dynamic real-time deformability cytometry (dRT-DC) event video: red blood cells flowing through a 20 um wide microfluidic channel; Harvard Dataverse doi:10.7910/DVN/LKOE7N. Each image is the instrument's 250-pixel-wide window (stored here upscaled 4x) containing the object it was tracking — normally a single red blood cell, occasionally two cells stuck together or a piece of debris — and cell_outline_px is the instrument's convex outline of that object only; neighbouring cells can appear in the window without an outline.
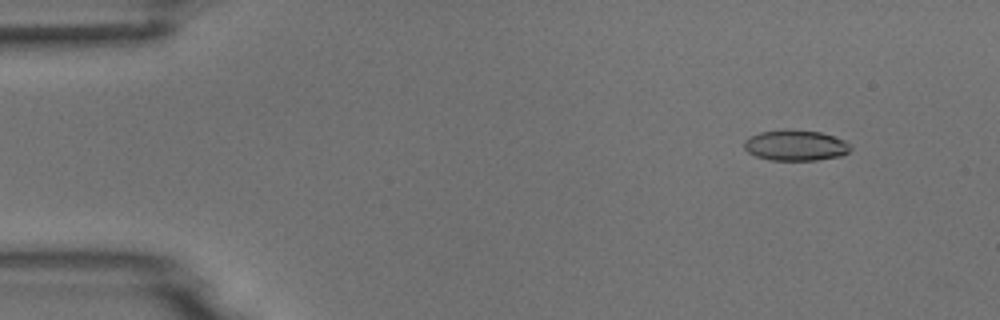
{"species": "common noctule bat (a hibernating species)", "species_latin": "Nyctalus noctula", "temperature_condition": "room temperature", "stored_images_in_passage": 5, "camera_frame_rate_fps": 3000, "um_per_image_px": 0.085, "animal": {"sex": "male", "body_mass_g": 18.8}, "frame": {"image": 1, "passage_image": 2, "time_ms": 0.333, "image_size_px": [1000, 320], "cell_outline_px": [[852, 148], [848, 152], [840, 156], [816, 160], [772, 160], [756, 156], [748, 152], [744, 148], [744, 140], [748, 136], [760, 132], [784, 128], [820, 132], [844, 140]], "centroid_in_image_um": [67.58, 12.34], "position_along_channel_um": 17.4, "area_um2": 19.13}}
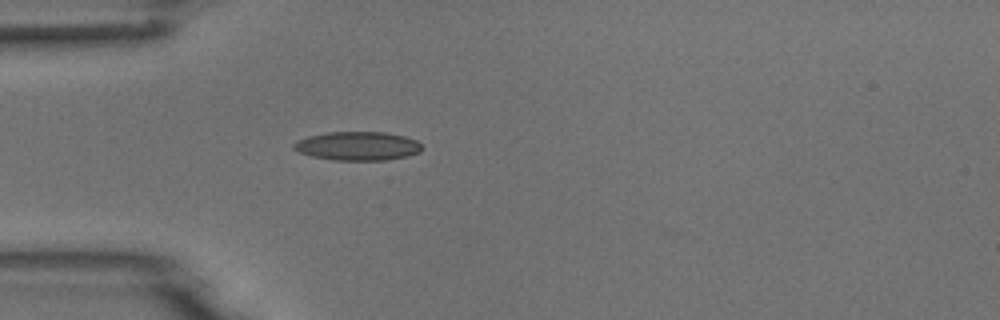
{"frame": {"image": 2, "passage_image": 5, "time_ms": 1.333, "image_size_px": [1000, 320], "cell_outline_px": [[424, 148], [420, 152], [408, 156], [384, 160], [332, 160], [312, 156], [300, 152], [292, 148], [292, 144], [296, 140], [308, 136], [328, 132], [384, 132], [404, 136], [416, 140]], "centroid_in_image_um": [30.39, 12.41], "position_along_channel_um": 54.6, "area_um2": 21.56}}